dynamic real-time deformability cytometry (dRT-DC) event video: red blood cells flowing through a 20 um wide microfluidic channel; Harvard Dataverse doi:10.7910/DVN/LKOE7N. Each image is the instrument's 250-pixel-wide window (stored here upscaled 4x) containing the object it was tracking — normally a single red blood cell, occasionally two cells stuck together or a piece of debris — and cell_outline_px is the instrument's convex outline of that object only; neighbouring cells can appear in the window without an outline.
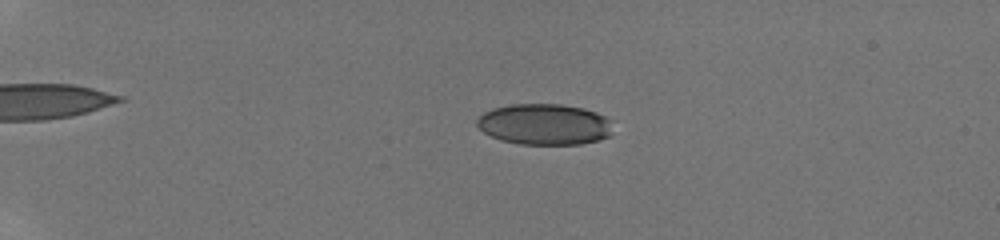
{"species": "human", "species_latin": "Homo sapiens", "temperature_condition": "room temperature", "stored_images_in_passage": 21, "camera_frame_rate_fps": 3000, "um_per_image_px": 0.085, "donor": {"sex": "male"}, "frame": {"image": 1, "passage_image": 12, "time_ms": 4.333, "image_size_px": [1000, 240], "cell_outline_px": [[608, 136], [600, 140], [580, 144], [520, 144], [500, 140], [484, 132], [476, 124], [476, 120], [484, 112], [492, 108], [512, 104], [560, 104], [584, 108], [596, 112], [604, 116], [608, 120]], "centroid_in_image_um": [46.22, 10.56], "position_along_channel_um": 38.8, "area_um2": 32.19}}
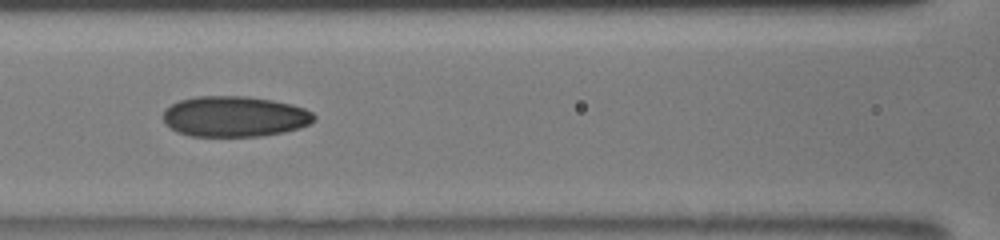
{"frame": {"image": 2, "passage_image": 17, "time_ms": 9.0, "image_size_px": [1000, 240], "cell_outline_px": [[316, 120], [300, 128], [284, 132], [260, 136], [192, 136], [176, 132], [164, 124], [164, 108], [180, 100], [196, 96], [248, 96], [272, 100], [292, 104], [304, 108], [312, 112], [316, 116]], "centroid_in_image_um": [19.94, 9.9], "position_along_channel_um": 146.7, "area_um2": 36.01}}
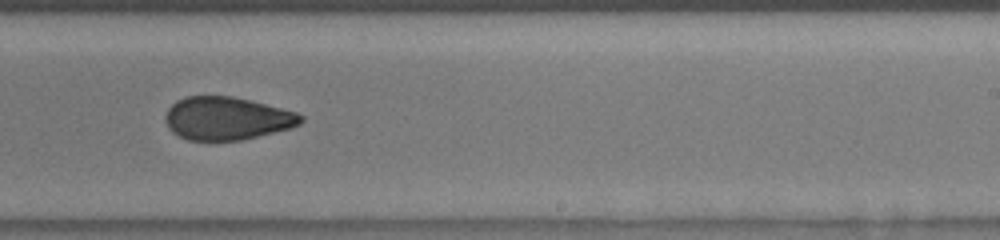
{"frame": {"image": 3, "passage_image": 20, "time_ms": 12.0, "image_size_px": [1000, 240], "cell_outline_px": [[304, 120], [300, 124], [292, 128], [240, 140], [188, 140], [172, 132], [168, 128], [164, 120], [164, 116], [168, 108], [176, 100], [184, 96], [232, 96], [296, 112], [304, 116]], "centroid_in_image_um": [19.25, 10.06], "position_along_channel_um": 269.7, "area_um2": 33.93}}